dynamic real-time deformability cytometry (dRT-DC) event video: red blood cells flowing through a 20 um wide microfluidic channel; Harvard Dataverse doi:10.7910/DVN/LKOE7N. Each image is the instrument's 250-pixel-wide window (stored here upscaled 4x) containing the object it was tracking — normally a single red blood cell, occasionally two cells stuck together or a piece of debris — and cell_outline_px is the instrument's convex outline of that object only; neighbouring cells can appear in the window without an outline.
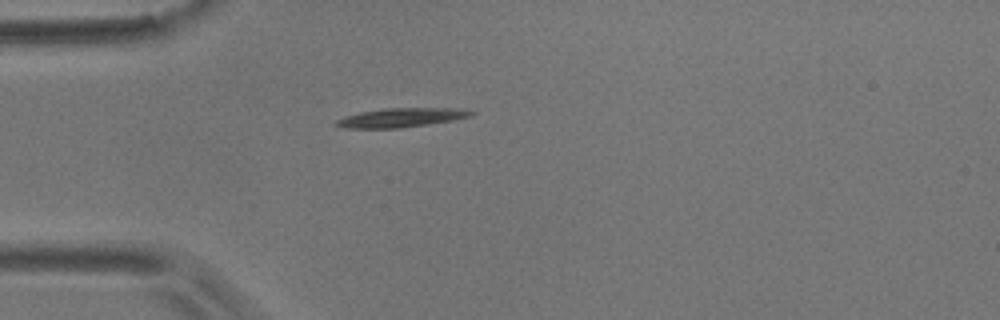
{"species": "common noctule bat (a hibernating species)", "species_latin": "Nyctalus noctula", "temperature_condition": "room temperature", "stored_images_in_passage": 1, "camera_frame_rate_fps": 3000, "um_per_image_px": 0.085, "animal": {"sex": "male", "body_mass_g": 17.9}, "frame": {"image": 1, "passage_image": 1, "time_ms": 0.0, "image_size_px": [1000, 320], "cell_outline_px": [[476, 112], [468, 116], [452, 120], [428, 124], [400, 128], [344, 128], [332, 124], [336, 120], [344, 116], [360, 112], [384, 108], [460, 108]], "centroid_in_image_um": [34.03, 9.99], "position_along_channel_um": 51.0, "area_um2": 14.97}}